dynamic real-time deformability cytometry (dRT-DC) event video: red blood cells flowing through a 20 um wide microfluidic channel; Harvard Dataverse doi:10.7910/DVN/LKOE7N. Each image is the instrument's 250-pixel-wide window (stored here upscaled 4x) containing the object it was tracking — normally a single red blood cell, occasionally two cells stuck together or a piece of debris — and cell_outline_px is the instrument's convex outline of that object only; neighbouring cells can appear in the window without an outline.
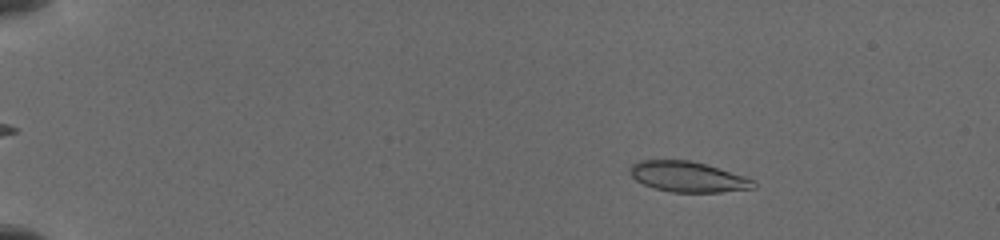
{"species": "common noctule bat (a hibernating species)", "species_latin": "Nyctalus noctula", "temperature_condition": "cold", "stored_images_in_passage": 41, "camera_frame_rate_fps": 3000, "um_per_image_px": 0.085, "animal": {"sex": "female", "body_mass_g": 19.5, "forearm_length_mm": 54.1}, "frame": {"image": 1, "passage_image": 11, "time_ms": 2.667, "image_size_px": [1000, 240], "cell_outline_px": [[756, 188], [720, 192], [672, 192], [656, 188], [644, 184], [636, 180], [632, 176], [628, 168], [632, 164], [640, 160], [692, 160], [744, 176], [752, 180], [756, 184]], "centroid_in_image_um": [58.46, 15.02], "position_along_channel_um": 26.5, "area_um2": 21.79}}
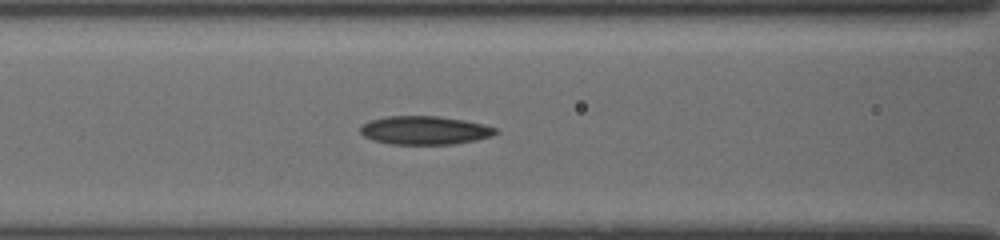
{"frame": {"image": 2, "passage_image": 32, "time_ms": 8.0, "image_size_px": [1000, 240], "cell_outline_px": [[500, 132], [492, 136], [476, 140], [452, 144], [392, 144], [376, 140], [364, 136], [360, 132], [360, 128], [368, 120], [388, 116], [436, 116], [464, 120], [484, 124], [496, 128]], "centroid_in_image_um": [36.13, 11.07], "position_along_channel_um": 130.5, "area_um2": 22.37}}
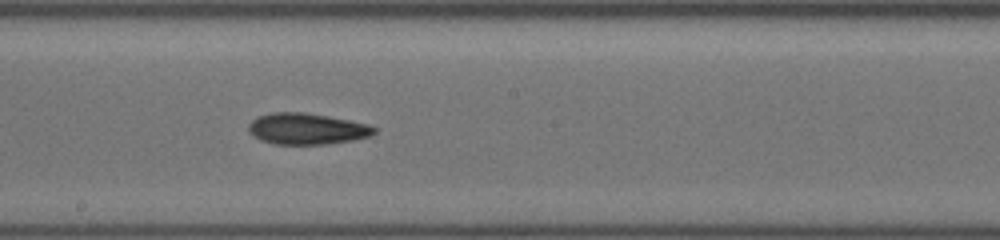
{"frame": {"image": 3, "passage_image": 41, "time_ms": 10.333, "image_size_px": [1000, 240], "cell_outline_px": [[376, 132], [368, 136], [352, 140], [324, 144], [272, 144], [260, 140], [252, 136], [248, 132], [248, 124], [252, 120], [260, 116], [272, 112], [304, 112], [348, 120], [368, 124], [376, 128]], "centroid_in_image_um": [26.02, 10.95], "position_along_channel_um": 222.2, "area_um2": 22.77}}